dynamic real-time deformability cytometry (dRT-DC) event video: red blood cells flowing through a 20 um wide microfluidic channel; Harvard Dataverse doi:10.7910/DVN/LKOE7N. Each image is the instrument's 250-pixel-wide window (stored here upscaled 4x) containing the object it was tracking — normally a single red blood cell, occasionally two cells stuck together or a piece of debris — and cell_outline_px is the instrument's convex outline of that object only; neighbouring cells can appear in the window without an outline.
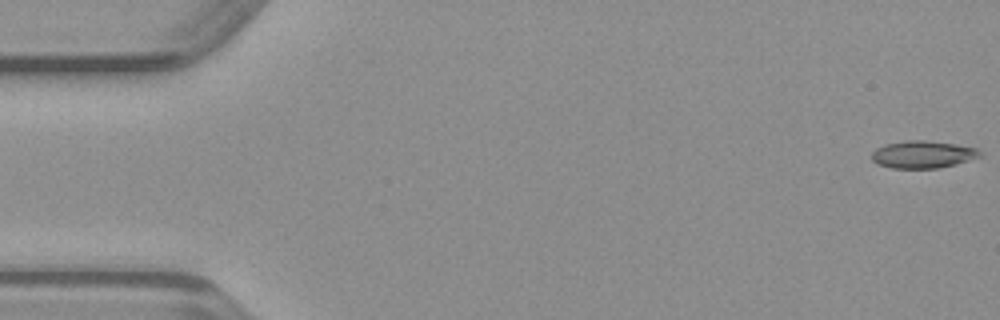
{"species": "common noctule bat (a hibernating species)", "species_latin": "Nyctalus noctula", "temperature_condition": "warm", "stored_images_in_passage": 49, "camera_frame_rate_fps": 3000, "um_per_image_px": 0.085, "animal": {"sex": "male", "body_mass_g": 23.1, "forearm_length_mm": 52.7}, "frame": {"image": 1, "passage_image": 1, "time_ms": 0.0, "image_size_px": [1000, 320], "cell_outline_px": [[980, 156], [956, 164], [936, 168], [892, 168], [876, 164], [872, 160], [872, 152], [876, 148], [884, 144], [908, 140], [924, 140], [956, 144], [976, 148], [980, 152]], "centroid_in_image_um": [78.39, 13.12], "position_along_channel_um": 6.6, "area_um2": 17.17}}
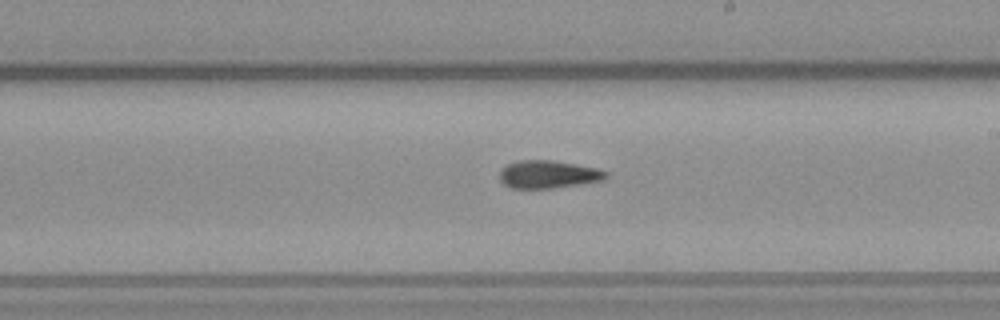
{"frame": {"image": 2, "passage_image": 28, "time_ms": 9.0, "image_size_px": [1000, 320], "cell_outline_px": [[608, 176], [604, 180], [580, 184], [552, 188], [512, 188], [504, 184], [500, 180], [500, 168], [508, 164], [520, 160], [552, 160], [596, 168], [608, 172]], "centroid_in_image_um": [46.59, 14.82], "position_along_channel_um": 242.4, "area_um2": 17.17}}
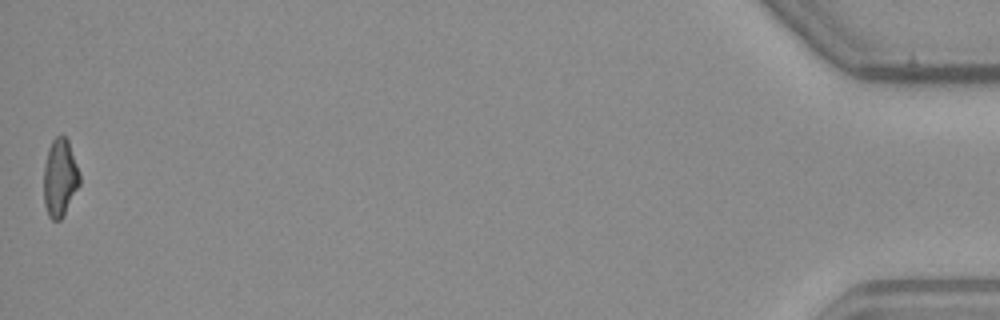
{"frame": {"image": 3, "passage_image": 49, "time_ms": 16.0, "image_size_px": [1000, 320], "cell_outline_px": [[80, 184], [64, 216], [60, 220], [52, 220], [48, 216], [44, 204], [44, 164], [48, 148], [52, 140], [56, 136], [64, 136], [68, 140], [80, 172]], "centroid_in_image_um": [5.1, 15.13], "position_along_channel_um": 430.1, "area_um2": 16.47}}